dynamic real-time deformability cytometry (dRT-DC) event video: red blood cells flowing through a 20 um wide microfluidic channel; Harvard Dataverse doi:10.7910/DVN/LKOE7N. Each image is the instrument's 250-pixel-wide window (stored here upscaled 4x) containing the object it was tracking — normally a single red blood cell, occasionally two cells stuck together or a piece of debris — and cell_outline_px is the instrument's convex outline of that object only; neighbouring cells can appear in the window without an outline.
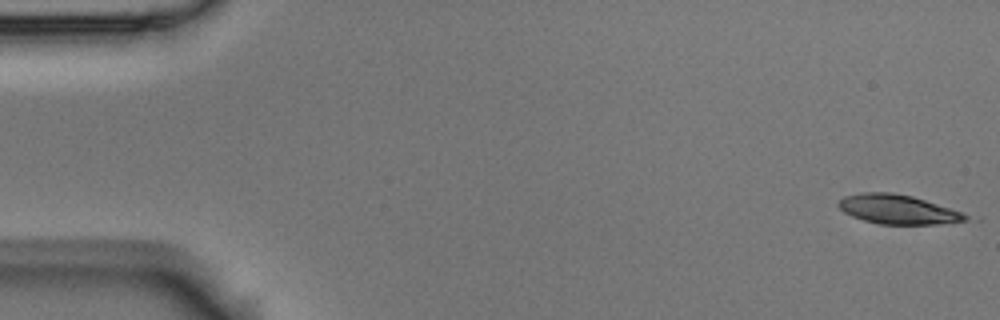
{"species": "Egyptian fruit bat (a non-hibernating species)", "species_latin": "Rousettus aegyptiacus", "temperature_condition": "room temperature", "stored_images_in_passage": 9, "camera_frame_rate_fps": 3000, "um_per_image_px": 0.085, "animal": {"sex": "male"}, "frame": {"image": 1, "passage_image": 1, "time_ms": 0.0, "image_size_px": [1000, 320], "cell_outline_px": [[968, 220], [936, 224], [880, 224], [864, 220], [852, 216], [844, 212], [836, 204], [844, 196], [864, 192], [892, 192], [912, 196], [960, 212], [968, 216]], "centroid_in_image_um": [76.25, 17.79], "position_along_channel_um": 8.8, "area_um2": 21.33}}